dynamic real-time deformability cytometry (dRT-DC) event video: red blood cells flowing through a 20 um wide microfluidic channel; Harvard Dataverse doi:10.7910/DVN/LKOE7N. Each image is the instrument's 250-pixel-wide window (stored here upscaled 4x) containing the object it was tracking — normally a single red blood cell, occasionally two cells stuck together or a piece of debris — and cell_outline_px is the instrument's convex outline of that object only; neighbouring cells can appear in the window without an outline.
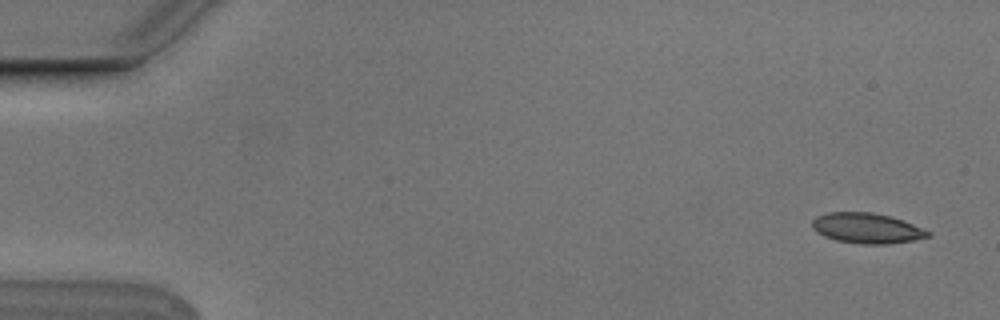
{"species": "Egyptian fruit bat (a non-hibernating species)", "species_latin": "Rousettus aegyptiacus", "temperature_condition": "cold", "stored_images_in_passage": 6, "camera_frame_rate_fps": 3000, "um_per_image_px": 0.085, "animal": {"sex": "male"}, "frame": {"image": 1, "passage_image": 1, "time_ms": 0.0, "image_size_px": [1000, 320], "cell_outline_px": [[932, 236], [912, 240], [888, 244], [860, 244], [836, 240], [824, 236], [816, 232], [812, 228], [812, 220], [816, 216], [828, 212], [872, 212], [892, 216], [932, 232]], "centroid_in_image_um": [73.67, 19.39], "position_along_channel_um": 11.3, "area_um2": 20.58}}